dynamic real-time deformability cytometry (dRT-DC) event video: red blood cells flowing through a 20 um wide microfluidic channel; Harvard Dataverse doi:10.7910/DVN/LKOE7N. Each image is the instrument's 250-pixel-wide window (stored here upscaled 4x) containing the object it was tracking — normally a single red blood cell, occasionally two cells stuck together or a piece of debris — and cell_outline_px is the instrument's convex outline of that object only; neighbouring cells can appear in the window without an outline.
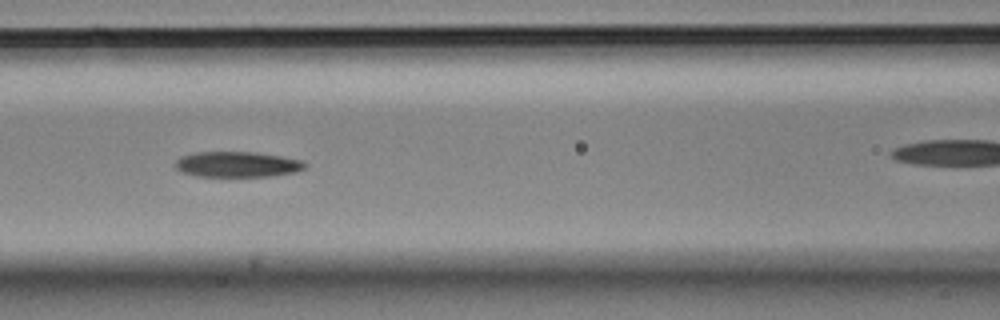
{"species": "Egyptian fruit bat (a non-hibernating species)", "species_latin": "Rousettus aegyptiacus", "temperature_condition": "cold", "stored_images_in_passage": 10, "camera_frame_rate_fps": 3000, "um_per_image_px": 0.085, "animal": {"sex": "male"}, "frame": {"image": 1, "passage_image": 6, "time_ms": 1.667, "image_size_px": [1000, 320], "cell_outline_px": [[308, 164], [304, 168], [296, 172], [272, 176], [196, 176], [180, 172], [172, 164], [180, 156], [196, 152], [252, 152], [280, 156], [304, 160]], "centroid_in_image_um": [20.14, 13.97], "position_along_channel_um": 146.5, "area_um2": 19.48}}
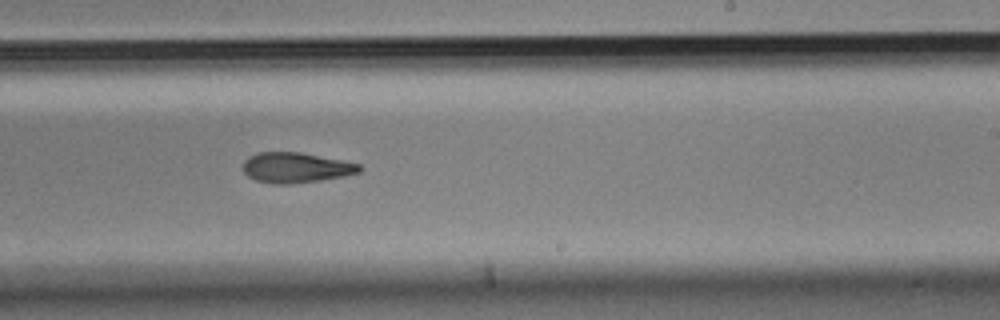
{"frame": {"image": 2, "passage_image": 9, "time_ms": 2.667, "image_size_px": [1000, 320], "cell_outline_px": [[364, 168], [360, 172], [344, 176], [320, 180], [292, 184], [272, 184], [256, 180], [248, 176], [244, 172], [244, 160], [248, 156], [256, 152], [300, 152], [360, 164]], "centroid_in_image_um": [25.14, 14.25], "position_along_channel_um": 263.9, "area_um2": 20.58}}
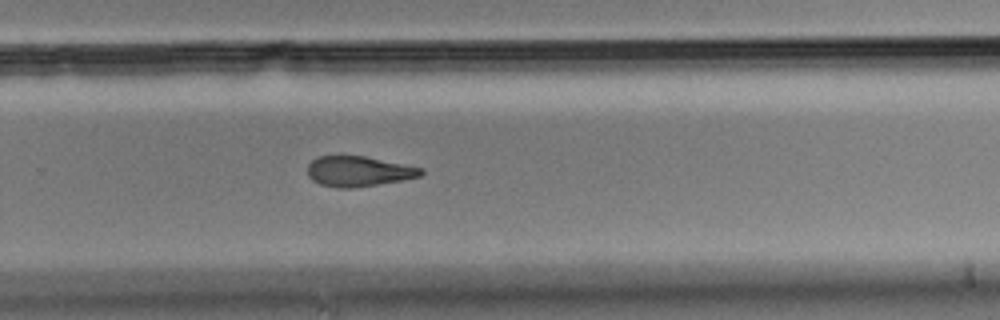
{"frame": {"image": 3, "passage_image": 10, "time_ms": 3.0, "image_size_px": [1000, 320], "cell_outline_px": [[424, 172], [420, 176], [404, 180], [352, 188], [336, 188], [320, 184], [312, 180], [308, 176], [308, 164], [316, 156], [364, 156], [424, 168]], "centroid_in_image_um": [30.47, 14.56], "position_along_channel_um": 299.3, "area_um2": 20.06}}